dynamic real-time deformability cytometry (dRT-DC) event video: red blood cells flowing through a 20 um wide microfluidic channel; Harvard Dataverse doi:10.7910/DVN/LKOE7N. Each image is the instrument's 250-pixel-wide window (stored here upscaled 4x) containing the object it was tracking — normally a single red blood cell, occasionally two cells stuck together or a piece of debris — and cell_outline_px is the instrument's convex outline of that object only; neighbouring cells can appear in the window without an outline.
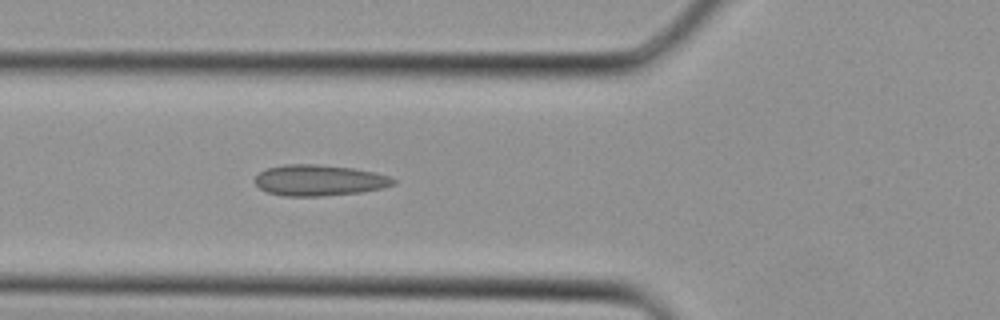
{"species": "Egyptian fruit bat (a non-hibernating species)", "species_latin": "Rousettus aegyptiacus", "temperature_condition": "cold", "stored_images_in_passage": 34, "camera_frame_rate_fps": 3000, "um_per_image_px": 0.085, "animal": {"sex": "female"}, "frame": {"image": 1, "passage_image": 11, "time_ms": 3.333, "image_size_px": [1000, 320], "cell_outline_px": [[396, 184], [380, 188], [360, 192], [320, 196], [284, 196], [268, 192], [260, 188], [256, 184], [256, 176], [260, 172], [268, 168], [284, 164], [316, 164], [352, 168], [372, 172], [388, 176], [396, 180]], "centroid_in_image_um": [27.12, 15.32], "position_along_channel_um": 98.7, "area_um2": 24.68}}
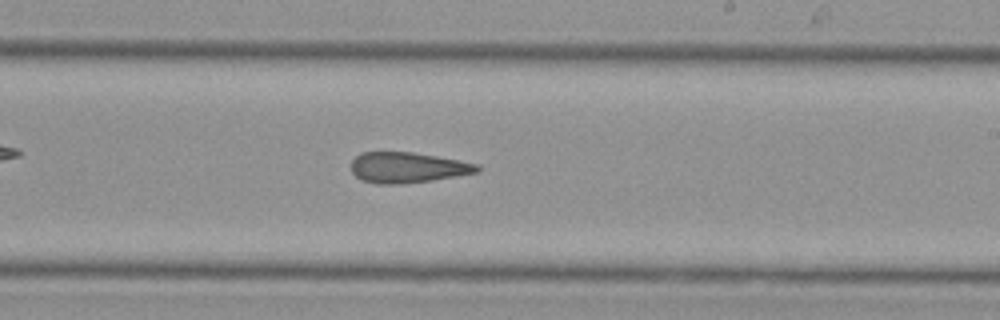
{"frame": {"image": 2, "passage_image": 19, "time_ms": 6.0, "image_size_px": [1000, 320], "cell_outline_px": [[480, 168], [476, 172], [432, 180], [396, 184], [376, 184], [364, 180], [356, 176], [352, 172], [352, 160], [360, 152], [412, 152], [436, 156], [480, 164]], "centroid_in_image_um": [34.62, 14.23], "position_along_channel_um": 254.4, "area_um2": 22.2}}
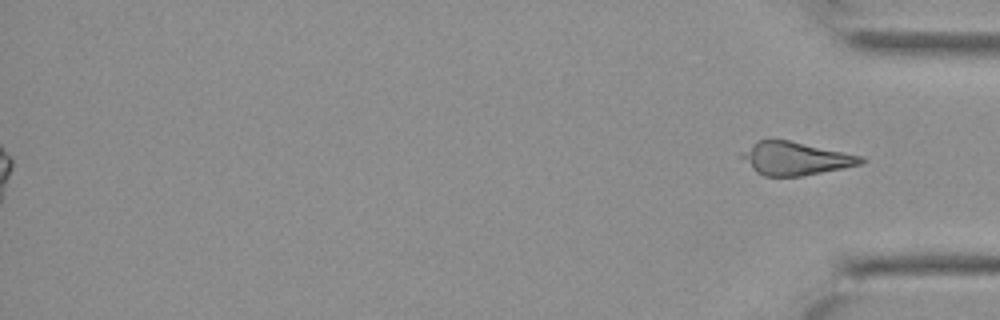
{"frame": {"image": 3, "passage_image": 34, "time_ms": 11.0, "image_size_px": [1000, 320], "cell_outline_px": [[868, 160], [860, 164], [844, 168], [800, 176], [764, 176], [756, 172], [740, 156], [740, 152], [756, 140], [788, 140], [864, 156]], "centroid_in_image_um": [67.62, 13.46], "position_along_channel_um": 367.6, "area_um2": 22.95}}